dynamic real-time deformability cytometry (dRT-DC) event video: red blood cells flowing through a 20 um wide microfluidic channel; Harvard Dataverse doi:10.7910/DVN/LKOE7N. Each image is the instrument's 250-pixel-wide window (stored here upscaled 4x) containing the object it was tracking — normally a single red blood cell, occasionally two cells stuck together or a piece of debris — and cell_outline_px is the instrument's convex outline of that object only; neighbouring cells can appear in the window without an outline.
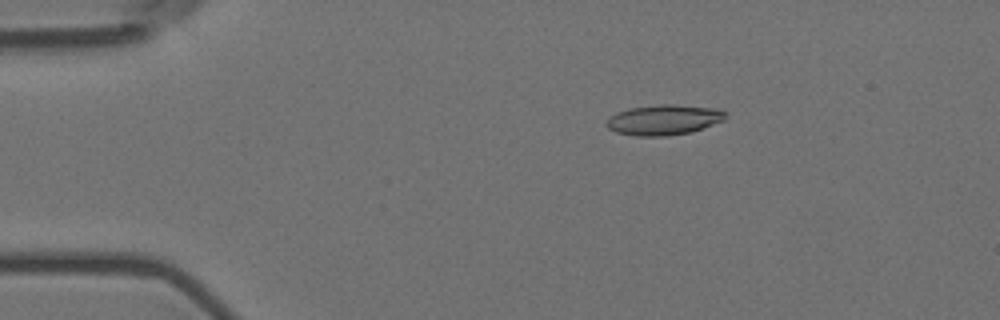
{"species": "Egyptian fruit bat (a non-hibernating species)", "species_latin": "Rousettus aegyptiacus", "temperature_condition": "room temperature", "stored_images_in_passage": 5, "camera_frame_rate_fps": 3000, "um_per_image_px": 0.085, "animal": {"sex": "female"}, "frame": {"image": 1, "passage_image": 3, "time_ms": 0.667, "image_size_px": [1000, 320], "cell_outline_px": [[728, 116], [724, 120], [692, 132], [668, 136], [636, 136], [616, 132], [608, 128], [604, 124], [608, 116], [616, 112], [632, 108], [660, 104], [672, 104], [720, 108], [728, 112]], "centroid_in_image_um": [56.45, 10.18], "position_along_channel_um": 28.6, "area_um2": 21.39}}